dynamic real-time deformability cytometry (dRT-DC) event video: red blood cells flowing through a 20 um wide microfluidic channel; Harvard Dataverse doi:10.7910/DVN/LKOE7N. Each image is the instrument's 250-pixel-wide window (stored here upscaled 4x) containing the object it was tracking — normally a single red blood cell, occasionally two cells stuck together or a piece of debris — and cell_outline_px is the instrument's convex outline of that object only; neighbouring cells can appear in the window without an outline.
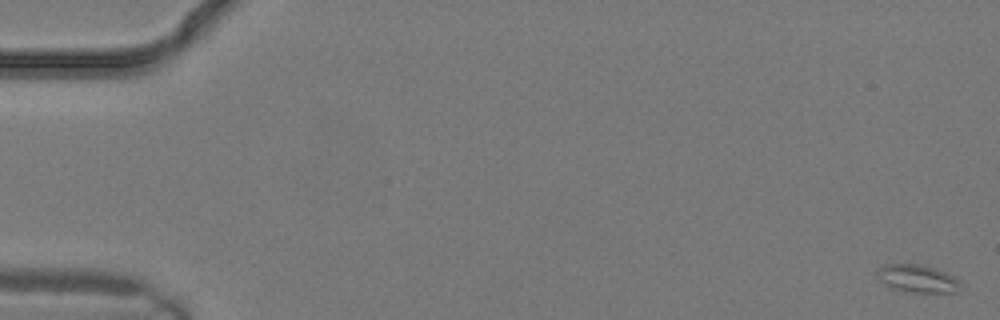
{"species": "common noctule bat (a hibernating species)", "species_latin": "Nyctalus noctula", "temperature_condition": "warm", "stored_images_in_passage": 9, "camera_frame_rate_fps": 3000, "um_per_image_px": 0.085, "animal": {"sex": "male", "body_mass_g": 19.2, "forearm_length_mm": 51.8}, "frame": {"image": 1, "passage_image": 1, "time_ms": 0.0, "image_size_px": [1000, 320], "cell_outline_px": [[960, 284], [956, 292], [904, 292], [892, 288], [880, 280], [876, 272], [884, 264], [920, 264], [936, 268], [960, 280]], "centroid_in_image_um": [77.97, 23.68], "position_along_channel_um": 7.0, "area_um2": 13.35}}
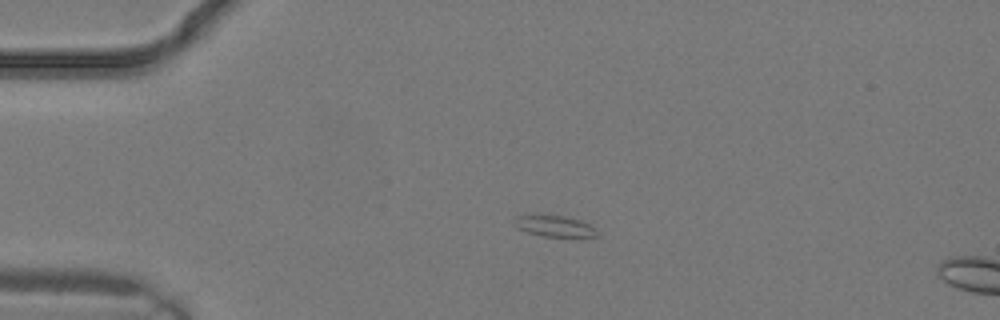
{"frame": {"image": 2, "passage_image": 7, "time_ms": 2.0, "image_size_px": [1000, 320], "cell_outline_px": [[596, 236], [544, 236], [528, 232], [516, 228], [512, 220], [516, 216], [528, 212], [564, 216], [580, 220], [588, 224], [596, 232]], "centroid_in_image_um": [46.96, 19.15], "position_along_channel_um": 38.0, "area_um2": 10.4}}